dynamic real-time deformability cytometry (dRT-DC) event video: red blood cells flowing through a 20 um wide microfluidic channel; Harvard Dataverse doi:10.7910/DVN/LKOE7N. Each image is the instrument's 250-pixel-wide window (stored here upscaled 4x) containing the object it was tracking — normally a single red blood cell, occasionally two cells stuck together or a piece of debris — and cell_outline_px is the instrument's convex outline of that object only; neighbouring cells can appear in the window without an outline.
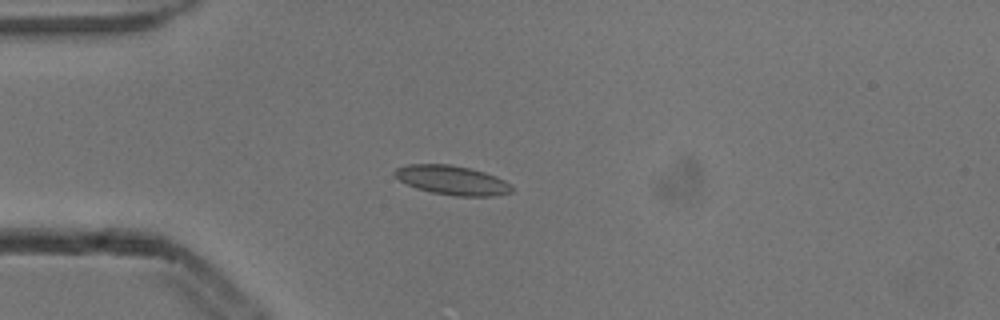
{"species": "common noctule bat (a hibernating species)", "species_latin": "Nyctalus noctula", "temperature_condition": "cold", "stored_images_in_passage": 5, "camera_frame_rate_fps": 3000, "um_per_image_px": 0.085, "animal": {"sex": "male", "body_mass_g": 13.3}, "frame": {"image": 1, "passage_image": 5, "time_ms": 1.333, "image_size_px": [1000, 320], "cell_outline_px": [[512, 192], [492, 196], [456, 196], [432, 192], [416, 188], [400, 180], [392, 172], [396, 168], [408, 164], [448, 164], [468, 168], [484, 172], [496, 176], [512, 184]], "centroid_in_image_um": [38.44, 15.31], "position_along_channel_um": 46.6, "area_um2": 19.83}}